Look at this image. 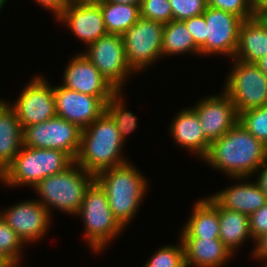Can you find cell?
I'll return each instance as SVG.
<instances>
[{
    "label": "cell",
    "mask_w": 267,
    "mask_h": 267,
    "mask_svg": "<svg viewBox=\"0 0 267 267\" xmlns=\"http://www.w3.org/2000/svg\"><path fill=\"white\" fill-rule=\"evenodd\" d=\"M267 158V146L237 122L225 135L210 143L203 160L228 177L247 180Z\"/></svg>",
    "instance_id": "1"
},
{
    "label": "cell",
    "mask_w": 267,
    "mask_h": 267,
    "mask_svg": "<svg viewBox=\"0 0 267 267\" xmlns=\"http://www.w3.org/2000/svg\"><path fill=\"white\" fill-rule=\"evenodd\" d=\"M129 161L100 171L95 180L104 189L114 218L126 229L148 190L146 177Z\"/></svg>",
    "instance_id": "2"
},
{
    "label": "cell",
    "mask_w": 267,
    "mask_h": 267,
    "mask_svg": "<svg viewBox=\"0 0 267 267\" xmlns=\"http://www.w3.org/2000/svg\"><path fill=\"white\" fill-rule=\"evenodd\" d=\"M123 145L114 121L104 112L82 129L80 148L74 161L84 170L96 175L128 162L122 156Z\"/></svg>",
    "instance_id": "3"
},
{
    "label": "cell",
    "mask_w": 267,
    "mask_h": 267,
    "mask_svg": "<svg viewBox=\"0 0 267 267\" xmlns=\"http://www.w3.org/2000/svg\"><path fill=\"white\" fill-rule=\"evenodd\" d=\"M95 180V175L84 170L75 161L64 171L41 180L33 190L38 200L50 215L54 207L63 213L76 215L84 199L85 192Z\"/></svg>",
    "instance_id": "4"
},
{
    "label": "cell",
    "mask_w": 267,
    "mask_h": 267,
    "mask_svg": "<svg viewBox=\"0 0 267 267\" xmlns=\"http://www.w3.org/2000/svg\"><path fill=\"white\" fill-rule=\"evenodd\" d=\"M74 160L64 151L24 146L0 175L7 186H36L44 178L60 173Z\"/></svg>",
    "instance_id": "5"
},
{
    "label": "cell",
    "mask_w": 267,
    "mask_h": 267,
    "mask_svg": "<svg viewBox=\"0 0 267 267\" xmlns=\"http://www.w3.org/2000/svg\"><path fill=\"white\" fill-rule=\"evenodd\" d=\"M76 216L83 219L85 239L91 250L96 253H100L102 249H105L104 247L124 232V228L113 216L106 192L96 180L87 188Z\"/></svg>",
    "instance_id": "6"
},
{
    "label": "cell",
    "mask_w": 267,
    "mask_h": 267,
    "mask_svg": "<svg viewBox=\"0 0 267 267\" xmlns=\"http://www.w3.org/2000/svg\"><path fill=\"white\" fill-rule=\"evenodd\" d=\"M223 91L231 98L237 113L267 105V78L256 64L233 58Z\"/></svg>",
    "instance_id": "7"
},
{
    "label": "cell",
    "mask_w": 267,
    "mask_h": 267,
    "mask_svg": "<svg viewBox=\"0 0 267 267\" xmlns=\"http://www.w3.org/2000/svg\"><path fill=\"white\" fill-rule=\"evenodd\" d=\"M164 26L163 23L140 17L121 35L127 63L135 73L147 69L162 57Z\"/></svg>",
    "instance_id": "8"
},
{
    "label": "cell",
    "mask_w": 267,
    "mask_h": 267,
    "mask_svg": "<svg viewBox=\"0 0 267 267\" xmlns=\"http://www.w3.org/2000/svg\"><path fill=\"white\" fill-rule=\"evenodd\" d=\"M81 131L77 125L55 116L26 127L23 130L24 146L64 151L75 160L80 148Z\"/></svg>",
    "instance_id": "9"
},
{
    "label": "cell",
    "mask_w": 267,
    "mask_h": 267,
    "mask_svg": "<svg viewBox=\"0 0 267 267\" xmlns=\"http://www.w3.org/2000/svg\"><path fill=\"white\" fill-rule=\"evenodd\" d=\"M88 48V49H87ZM82 52L99 70L105 79L118 91H122L126 77L135 73L127 63L125 47L119 34L100 37Z\"/></svg>",
    "instance_id": "10"
},
{
    "label": "cell",
    "mask_w": 267,
    "mask_h": 267,
    "mask_svg": "<svg viewBox=\"0 0 267 267\" xmlns=\"http://www.w3.org/2000/svg\"><path fill=\"white\" fill-rule=\"evenodd\" d=\"M10 106L16 112L23 130L30 125L47 121L56 116L53 86L43 75H37Z\"/></svg>",
    "instance_id": "11"
},
{
    "label": "cell",
    "mask_w": 267,
    "mask_h": 267,
    "mask_svg": "<svg viewBox=\"0 0 267 267\" xmlns=\"http://www.w3.org/2000/svg\"><path fill=\"white\" fill-rule=\"evenodd\" d=\"M203 15L207 24L206 43L199 49L200 54L204 56L221 54L233 58L243 20L236 15L209 6Z\"/></svg>",
    "instance_id": "12"
},
{
    "label": "cell",
    "mask_w": 267,
    "mask_h": 267,
    "mask_svg": "<svg viewBox=\"0 0 267 267\" xmlns=\"http://www.w3.org/2000/svg\"><path fill=\"white\" fill-rule=\"evenodd\" d=\"M56 116L77 125L81 130L99 118L112 97H95L64 86H53Z\"/></svg>",
    "instance_id": "13"
},
{
    "label": "cell",
    "mask_w": 267,
    "mask_h": 267,
    "mask_svg": "<svg viewBox=\"0 0 267 267\" xmlns=\"http://www.w3.org/2000/svg\"><path fill=\"white\" fill-rule=\"evenodd\" d=\"M0 216L25 244L42 239L51 225V215L38 199L16 203Z\"/></svg>",
    "instance_id": "14"
},
{
    "label": "cell",
    "mask_w": 267,
    "mask_h": 267,
    "mask_svg": "<svg viewBox=\"0 0 267 267\" xmlns=\"http://www.w3.org/2000/svg\"><path fill=\"white\" fill-rule=\"evenodd\" d=\"M198 102L192 108L200 119L204 136L210 142L225 135L238 122L235 106L224 91Z\"/></svg>",
    "instance_id": "15"
},
{
    "label": "cell",
    "mask_w": 267,
    "mask_h": 267,
    "mask_svg": "<svg viewBox=\"0 0 267 267\" xmlns=\"http://www.w3.org/2000/svg\"><path fill=\"white\" fill-rule=\"evenodd\" d=\"M61 86L95 97H113L118 92L83 53L70 59Z\"/></svg>",
    "instance_id": "16"
},
{
    "label": "cell",
    "mask_w": 267,
    "mask_h": 267,
    "mask_svg": "<svg viewBox=\"0 0 267 267\" xmlns=\"http://www.w3.org/2000/svg\"><path fill=\"white\" fill-rule=\"evenodd\" d=\"M56 20L65 23L73 35L86 46L107 34L99 4H69Z\"/></svg>",
    "instance_id": "17"
},
{
    "label": "cell",
    "mask_w": 267,
    "mask_h": 267,
    "mask_svg": "<svg viewBox=\"0 0 267 267\" xmlns=\"http://www.w3.org/2000/svg\"><path fill=\"white\" fill-rule=\"evenodd\" d=\"M171 122L169 130L175 143L203 159L208 153L211 142L204 136L195 110L187 107L179 111Z\"/></svg>",
    "instance_id": "18"
},
{
    "label": "cell",
    "mask_w": 267,
    "mask_h": 267,
    "mask_svg": "<svg viewBox=\"0 0 267 267\" xmlns=\"http://www.w3.org/2000/svg\"><path fill=\"white\" fill-rule=\"evenodd\" d=\"M184 247L185 267H222L231 252L219 238H180Z\"/></svg>",
    "instance_id": "19"
},
{
    "label": "cell",
    "mask_w": 267,
    "mask_h": 267,
    "mask_svg": "<svg viewBox=\"0 0 267 267\" xmlns=\"http://www.w3.org/2000/svg\"><path fill=\"white\" fill-rule=\"evenodd\" d=\"M210 197L222 208L237 211L250 216L260 209L266 202L267 196L259 189L255 182H240L223 188Z\"/></svg>",
    "instance_id": "20"
},
{
    "label": "cell",
    "mask_w": 267,
    "mask_h": 267,
    "mask_svg": "<svg viewBox=\"0 0 267 267\" xmlns=\"http://www.w3.org/2000/svg\"><path fill=\"white\" fill-rule=\"evenodd\" d=\"M0 99V175L24 145L23 129L10 103Z\"/></svg>",
    "instance_id": "21"
},
{
    "label": "cell",
    "mask_w": 267,
    "mask_h": 267,
    "mask_svg": "<svg viewBox=\"0 0 267 267\" xmlns=\"http://www.w3.org/2000/svg\"><path fill=\"white\" fill-rule=\"evenodd\" d=\"M267 55V25L258 16L241 23L234 59L255 64Z\"/></svg>",
    "instance_id": "22"
},
{
    "label": "cell",
    "mask_w": 267,
    "mask_h": 267,
    "mask_svg": "<svg viewBox=\"0 0 267 267\" xmlns=\"http://www.w3.org/2000/svg\"><path fill=\"white\" fill-rule=\"evenodd\" d=\"M181 238H219V209L208 199L196 201Z\"/></svg>",
    "instance_id": "23"
},
{
    "label": "cell",
    "mask_w": 267,
    "mask_h": 267,
    "mask_svg": "<svg viewBox=\"0 0 267 267\" xmlns=\"http://www.w3.org/2000/svg\"><path fill=\"white\" fill-rule=\"evenodd\" d=\"M219 209V239L233 255L236 248L252 238L249 216L220 207L210 196L207 197Z\"/></svg>",
    "instance_id": "24"
},
{
    "label": "cell",
    "mask_w": 267,
    "mask_h": 267,
    "mask_svg": "<svg viewBox=\"0 0 267 267\" xmlns=\"http://www.w3.org/2000/svg\"><path fill=\"white\" fill-rule=\"evenodd\" d=\"M107 33L122 35L140 18V6L104 0L99 4Z\"/></svg>",
    "instance_id": "25"
},
{
    "label": "cell",
    "mask_w": 267,
    "mask_h": 267,
    "mask_svg": "<svg viewBox=\"0 0 267 267\" xmlns=\"http://www.w3.org/2000/svg\"><path fill=\"white\" fill-rule=\"evenodd\" d=\"M189 51V52H188ZM185 52L200 55L192 34L183 21L173 20L165 24L163 29L161 56L180 55Z\"/></svg>",
    "instance_id": "26"
},
{
    "label": "cell",
    "mask_w": 267,
    "mask_h": 267,
    "mask_svg": "<svg viewBox=\"0 0 267 267\" xmlns=\"http://www.w3.org/2000/svg\"><path fill=\"white\" fill-rule=\"evenodd\" d=\"M122 91H118L107 103L105 112L115 123L121 140L124 142L126 137L137 127V117L124 107ZM127 110V111H126Z\"/></svg>",
    "instance_id": "27"
},
{
    "label": "cell",
    "mask_w": 267,
    "mask_h": 267,
    "mask_svg": "<svg viewBox=\"0 0 267 267\" xmlns=\"http://www.w3.org/2000/svg\"><path fill=\"white\" fill-rule=\"evenodd\" d=\"M238 122L267 146V105L239 113Z\"/></svg>",
    "instance_id": "28"
},
{
    "label": "cell",
    "mask_w": 267,
    "mask_h": 267,
    "mask_svg": "<svg viewBox=\"0 0 267 267\" xmlns=\"http://www.w3.org/2000/svg\"><path fill=\"white\" fill-rule=\"evenodd\" d=\"M143 267H185L183 243L160 247Z\"/></svg>",
    "instance_id": "29"
},
{
    "label": "cell",
    "mask_w": 267,
    "mask_h": 267,
    "mask_svg": "<svg viewBox=\"0 0 267 267\" xmlns=\"http://www.w3.org/2000/svg\"><path fill=\"white\" fill-rule=\"evenodd\" d=\"M23 245L26 244L0 216V253L12 263H20Z\"/></svg>",
    "instance_id": "30"
},
{
    "label": "cell",
    "mask_w": 267,
    "mask_h": 267,
    "mask_svg": "<svg viewBox=\"0 0 267 267\" xmlns=\"http://www.w3.org/2000/svg\"><path fill=\"white\" fill-rule=\"evenodd\" d=\"M140 17L167 24L173 21L169 0H142Z\"/></svg>",
    "instance_id": "31"
},
{
    "label": "cell",
    "mask_w": 267,
    "mask_h": 267,
    "mask_svg": "<svg viewBox=\"0 0 267 267\" xmlns=\"http://www.w3.org/2000/svg\"><path fill=\"white\" fill-rule=\"evenodd\" d=\"M207 6L240 17L243 21L256 16V7L250 0H206Z\"/></svg>",
    "instance_id": "32"
},
{
    "label": "cell",
    "mask_w": 267,
    "mask_h": 267,
    "mask_svg": "<svg viewBox=\"0 0 267 267\" xmlns=\"http://www.w3.org/2000/svg\"><path fill=\"white\" fill-rule=\"evenodd\" d=\"M173 20L183 21L201 15L207 8L206 0H169Z\"/></svg>",
    "instance_id": "33"
},
{
    "label": "cell",
    "mask_w": 267,
    "mask_h": 267,
    "mask_svg": "<svg viewBox=\"0 0 267 267\" xmlns=\"http://www.w3.org/2000/svg\"><path fill=\"white\" fill-rule=\"evenodd\" d=\"M192 34L195 45L200 49L206 43V20L203 14L183 20Z\"/></svg>",
    "instance_id": "34"
},
{
    "label": "cell",
    "mask_w": 267,
    "mask_h": 267,
    "mask_svg": "<svg viewBox=\"0 0 267 267\" xmlns=\"http://www.w3.org/2000/svg\"><path fill=\"white\" fill-rule=\"evenodd\" d=\"M250 232L254 241L267 233V202L249 216Z\"/></svg>",
    "instance_id": "35"
},
{
    "label": "cell",
    "mask_w": 267,
    "mask_h": 267,
    "mask_svg": "<svg viewBox=\"0 0 267 267\" xmlns=\"http://www.w3.org/2000/svg\"><path fill=\"white\" fill-rule=\"evenodd\" d=\"M43 9L53 12L56 18L68 5L69 0H35Z\"/></svg>",
    "instance_id": "36"
},
{
    "label": "cell",
    "mask_w": 267,
    "mask_h": 267,
    "mask_svg": "<svg viewBox=\"0 0 267 267\" xmlns=\"http://www.w3.org/2000/svg\"><path fill=\"white\" fill-rule=\"evenodd\" d=\"M254 250L252 251L251 255L253 256L254 259H259L267 263V233L263 234L262 236L256 238L254 240Z\"/></svg>",
    "instance_id": "37"
},
{
    "label": "cell",
    "mask_w": 267,
    "mask_h": 267,
    "mask_svg": "<svg viewBox=\"0 0 267 267\" xmlns=\"http://www.w3.org/2000/svg\"><path fill=\"white\" fill-rule=\"evenodd\" d=\"M256 172H258V177L254 182L258 185L259 189L267 196V158L255 171V175Z\"/></svg>",
    "instance_id": "38"
},
{
    "label": "cell",
    "mask_w": 267,
    "mask_h": 267,
    "mask_svg": "<svg viewBox=\"0 0 267 267\" xmlns=\"http://www.w3.org/2000/svg\"><path fill=\"white\" fill-rule=\"evenodd\" d=\"M263 75L267 78V55L262 56L258 62L255 63Z\"/></svg>",
    "instance_id": "39"
},
{
    "label": "cell",
    "mask_w": 267,
    "mask_h": 267,
    "mask_svg": "<svg viewBox=\"0 0 267 267\" xmlns=\"http://www.w3.org/2000/svg\"><path fill=\"white\" fill-rule=\"evenodd\" d=\"M104 0H69V4L75 5H89V4H100Z\"/></svg>",
    "instance_id": "40"
},
{
    "label": "cell",
    "mask_w": 267,
    "mask_h": 267,
    "mask_svg": "<svg viewBox=\"0 0 267 267\" xmlns=\"http://www.w3.org/2000/svg\"><path fill=\"white\" fill-rule=\"evenodd\" d=\"M106 1L118 4H131L137 6H140L142 3V0H106Z\"/></svg>",
    "instance_id": "41"
},
{
    "label": "cell",
    "mask_w": 267,
    "mask_h": 267,
    "mask_svg": "<svg viewBox=\"0 0 267 267\" xmlns=\"http://www.w3.org/2000/svg\"><path fill=\"white\" fill-rule=\"evenodd\" d=\"M256 16L267 25V8H256Z\"/></svg>",
    "instance_id": "42"
},
{
    "label": "cell",
    "mask_w": 267,
    "mask_h": 267,
    "mask_svg": "<svg viewBox=\"0 0 267 267\" xmlns=\"http://www.w3.org/2000/svg\"><path fill=\"white\" fill-rule=\"evenodd\" d=\"M12 262L0 253V267H8Z\"/></svg>",
    "instance_id": "43"
},
{
    "label": "cell",
    "mask_w": 267,
    "mask_h": 267,
    "mask_svg": "<svg viewBox=\"0 0 267 267\" xmlns=\"http://www.w3.org/2000/svg\"><path fill=\"white\" fill-rule=\"evenodd\" d=\"M256 8H267V0H261V2L256 6Z\"/></svg>",
    "instance_id": "44"
},
{
    "label": "cell",
    "mask_w": 267,
    "mask_h": 267,
    "mask_svg": "<svg viewBox=\"0 0 267 267\" xmlns=\"http://www.w3.org/2000/svg\"><path fill=\"white\" fill-rule=\"evenodd\" d=\"M252 2V4L256 7L260 2L261 0H250Z\"/></svg>",
    "instance_id": "45"
},
{
    "label": "cell",
    "mask_w": 267,
    "mask_h": 267,
    "mask_svg": "<svg viewBox=\"0 0 267 267\" xmlns=\"http://www.w3.org/2000/svg\"><path fill=\"white\" fill-rule=\"evenodd\" d=\"M6 0H0V11L3 8V5H5Z\"/></svg>",
    "instance_id": "46"
},
{
    "label": "cell",
    "mask_w": 267,
    "mask_h": 267,
    "mask_svg": "<svg viewBox=\"0 0 267 267\" xmlns=\"http://www.w3.org/2000/svg\"><path fill=\"white\" fill-rule=\"evenodd\" d=\"M19 263H11L8 267H19Z\"/></svg>",
    "instance_id": "47"
}]
</instances>
